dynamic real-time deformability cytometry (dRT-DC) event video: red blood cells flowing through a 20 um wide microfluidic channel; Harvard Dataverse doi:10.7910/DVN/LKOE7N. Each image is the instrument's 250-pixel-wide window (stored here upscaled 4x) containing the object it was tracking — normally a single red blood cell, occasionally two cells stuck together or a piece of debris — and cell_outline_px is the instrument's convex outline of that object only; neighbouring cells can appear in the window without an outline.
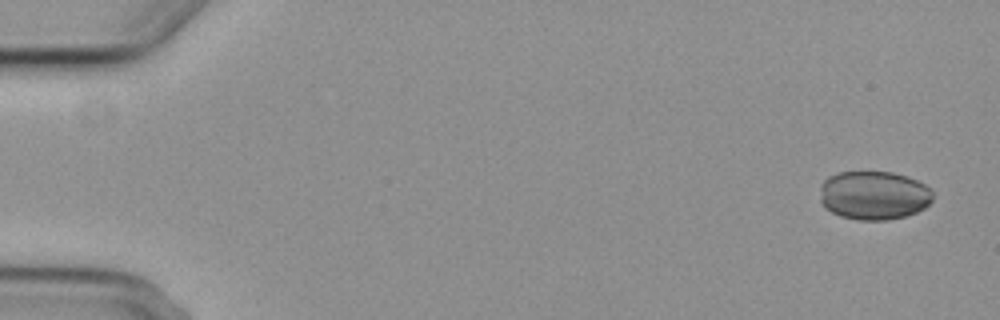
{"species": "common noctule bat (a hibernating species)", "species_latin": "Nyctalus noctula", "temperature_condition": "cold", "stored_images_in_passage": 6, "segment_of_instrument_passage": [1, 2], "camera_frame_rate_fps": 3000, "um_per_image_px": 0.085, "animal": {"sex": "female", "body_mass_g": 29.2, "forearm_length_mm": 56.3}, "frame": {"image": 1, "passage_image": 1, "time_ms": 0.0, "image_size_px": [1000, 320], "cell_outline_px": [[932, 200], [924, 208], [908, 216], [888, 220], [860, 220], [840, 216], [824, 208], [820, 200], [820, 184], [828, 176], [840, 172], [892, 172], [908, 176], [924, 184], [932, 192]], "centroid_in_image_um": [74.25, 16.61], "position_along_channel_um": 10.7, "area_um2": 32.31}}
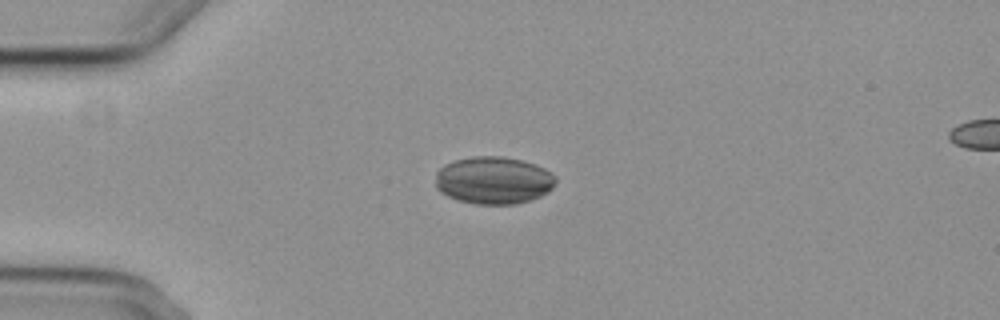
{"frame": {"image": 2, "passage_image": 4, "time_ms": 4.0, "image_size_px": [1000, 320], "cell_outline_px": [[556, 180], [552, 188], [548, 192], [540, 196], [516, 204], [476, 204], [460, 200], [448, 196], [440, 192], [436, 188], [436, 172], [444, 164], [456, 160], [472, 156], [500, 156], [520, 160], [544, 168], [556, 176]], "centroid_in_image_um": [41.94, 15.32], "position_along_channel_um": 43.1, "area_um2": 33.12}}